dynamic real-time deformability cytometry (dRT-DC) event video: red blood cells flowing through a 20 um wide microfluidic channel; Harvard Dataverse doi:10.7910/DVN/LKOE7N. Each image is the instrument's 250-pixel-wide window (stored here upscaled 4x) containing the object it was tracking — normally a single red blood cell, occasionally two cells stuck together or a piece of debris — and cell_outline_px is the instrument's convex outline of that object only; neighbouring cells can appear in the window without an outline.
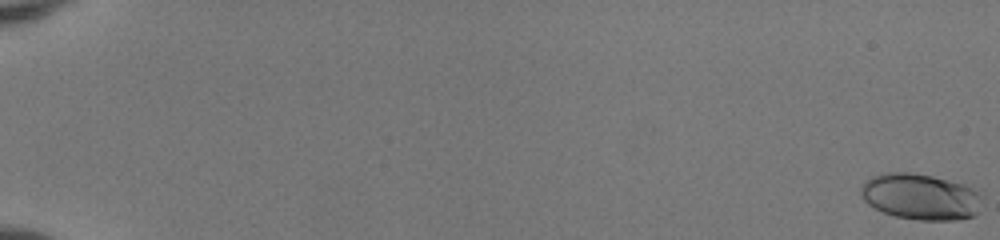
{"species": "human", "species_latin": "Homo sapiens", "temperature_condition": "room temperature", "stored_images_in_passage": 54, "camera_frame_rate_fps": 3000, "um_per_image_px": 0.085, "donor": {"sex": "female"}, "frame": {"image": 1, "passage_image": 1, "time_ms": 0.0, "image_size_px": [1000, 240], "cell_outline_px": [[980, 196], [976, 212], [972, 216], [956, 220], [920, 220], [896, 216], [884, 212], [868, 204], [864, 200], [860, 192], [860, 188], [864, 180], [872, 176], [884, 172], [908, 172], [932, 176], [964, 184], [972, 188]], "centroid_in_image_um": [78.17, 16.7], "position_along_channel_um": 6.8, "area_um2": 32.25}}
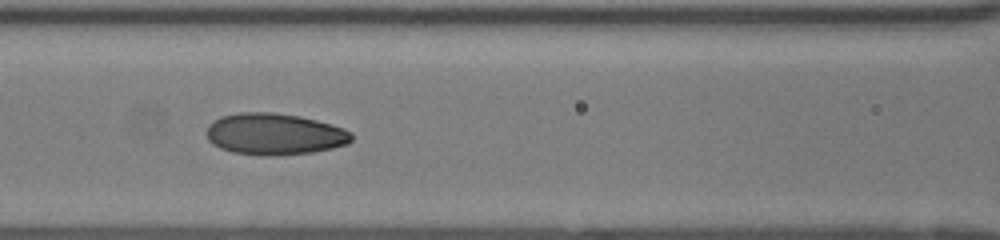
{"frame": {"image": 2, "passage_image": 28, "time_ms": 9.0, "image_size_px": [1000, 240], "cell_outline_px": [[352, 140], [348, 144], [332, 148], [312, 152], [268, 156], [232, 152], [220, 148], [212, 144], [208, 140], [208, 124], [220, 116], [240, 112], [272, 112], [300, 116], [332, 124], [344, 128], [352, 132]], "centroid_in_image_um": [23.34, 11.39], "position_along_channel_um": 143.3, "area_um2": 35.2}}
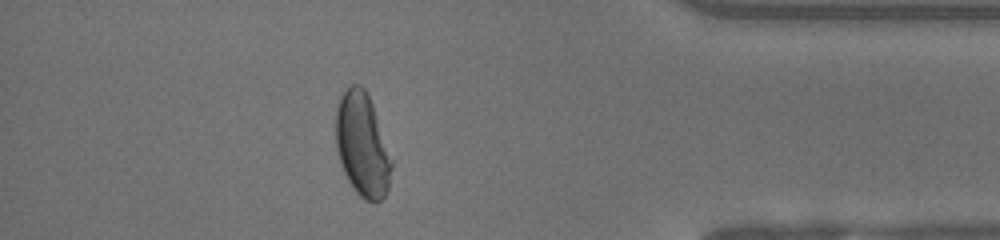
{"frame": {"image": 3, "passage_image": 49, "time_ms": 16.0, "image_size_px": [1000, 240], "cell_outline_px": [[392, 168], [388, 188], [384, 196], [376, 204], [364, 200], [352, 188], [344, 172], [336, 148], [336, 108], [340, 96], [352, 84], [360, 84], [364, 88], [372, 104], [392, 160]], "centroid_in_image_um": [30.79, 12.34], "position_along_channel_um": 404.4, "area_um2": 33.52}, "authors_computed_cell_mechanics": {"area_um2": 32.7148, "velocity_mm_per_s": 4.106, "shape_relaxation_time_tau1_ms": 4.3088, "shape_relaxation_time_tau2_ms": 0.85, "deformation_change_tau1": 0.1962, "deformation_change_tau2": 0.056}}